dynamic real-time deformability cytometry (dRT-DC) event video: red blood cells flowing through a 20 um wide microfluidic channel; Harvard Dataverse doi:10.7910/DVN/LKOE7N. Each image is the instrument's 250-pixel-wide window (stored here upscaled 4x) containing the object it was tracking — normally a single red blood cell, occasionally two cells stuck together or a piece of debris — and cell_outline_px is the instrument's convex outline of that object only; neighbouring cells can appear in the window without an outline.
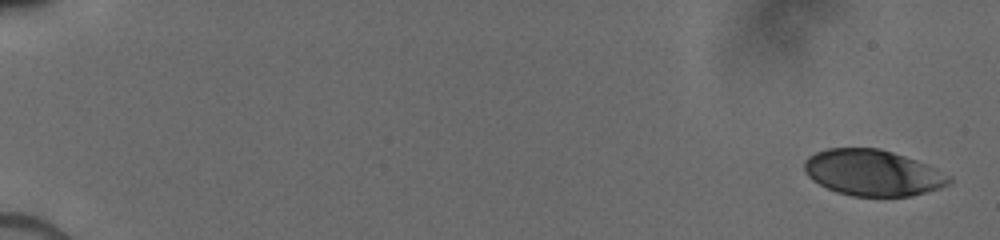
{"species": "human", "species_latin": "Homo sapiens", "temperature_condition": "cold", "stored_images_in_passage": 7, "camera_frame_rate_fps": 3000, "um_per_image_px": 0.085, "donor": {"sex": "male"}, "frame": {"image": 1, "passage_image": 1, "time_ms": 0.0, "image_size_px": [1000, 240], "cell_outline_px": [[952, 180], [948, 184], [940, 188], [928, 192], [912, 196], [852, 196], [836, 192], [812, 180], [804, 172], [804, 160], [808, 156], [816, 152], [828, 148], [880, 148], [928, 164], [952, 176]], "centroid_in_image_um": [74.19, 14.69], "position_along_channel_um": 10.8, "area_um2": 39.07}}
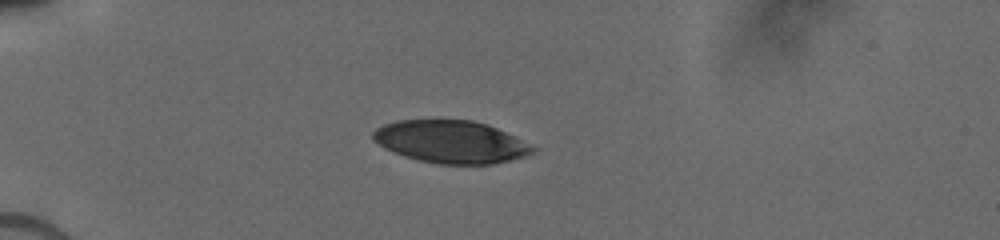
{"frame": {"image": 2, "passage_image": 6, "time_ms": 4.667, "image_size_px": [1000, 240], "cell_outline_px": [[536, 152], [524, 156], [492, 164], [436, 164], [404, 156], [392, 152], [384, 148], [372, 140], [372, 132], [376, 128], [384, 124], [396, 120], [472, 120], [496, 128], [536, 148]], "centroid_in_image_um": [38.26, 12.06], "position_along_channel_um": 46.7, "area_um2": 39.3}}